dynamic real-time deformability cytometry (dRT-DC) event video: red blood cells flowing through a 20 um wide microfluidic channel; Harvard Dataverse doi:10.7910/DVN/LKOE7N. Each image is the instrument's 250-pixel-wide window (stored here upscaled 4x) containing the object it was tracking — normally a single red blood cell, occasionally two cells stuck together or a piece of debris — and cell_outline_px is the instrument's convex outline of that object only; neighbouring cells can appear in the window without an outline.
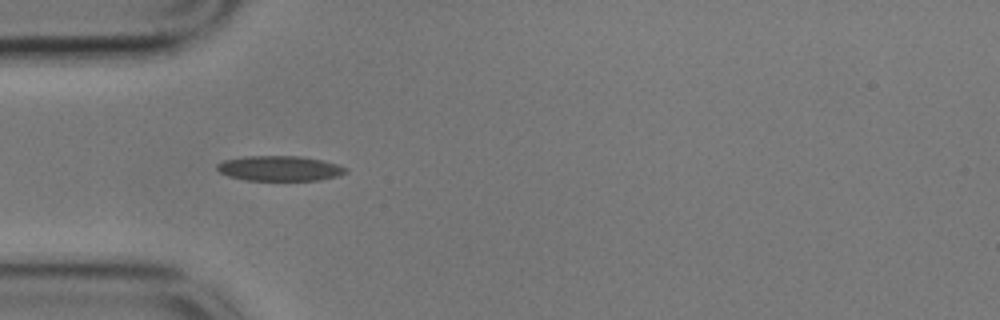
{"species": "common noctule bat (a hibernating species)", "species_latin": "Nyctalus noctula", "temperature_condition": "cold", "stored_images_in_passage": 40, "camera_frame_rate_fps": 3000, "um_per_image_px": 0.085, "animal": {"sex": "male", "body_mass_g": 17.9}, "frame": {"image": 1, "passage_image": 1, "time_ms": 0.0, "image_size_px": [1000, 320], "cell_outline_px": [[348, 172], [340, 176], [320, 180], [248, 180], [228, 176], [220, 172], [216, 168], [216, 164], [224, 160], [244, 156], [300, 156], [324, 160], [348, 168]], "centroid_in_image_um": [23.8, 14.31], "position_along_channel_um": 61.2, "area_um2": 18.96}}
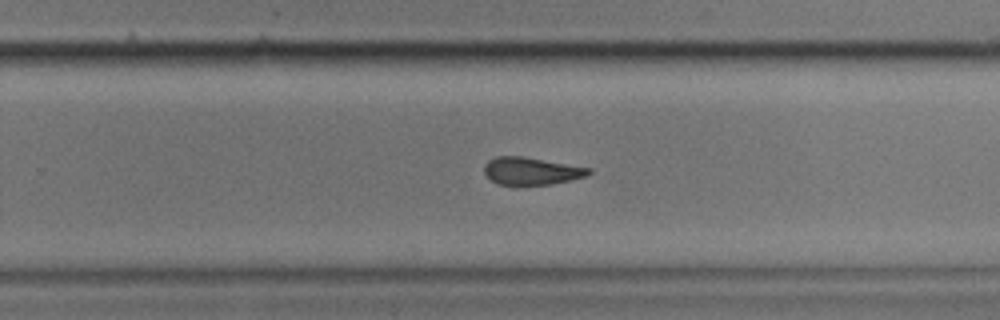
{"frame": {"image": 2, "passage_image": 20, "time_ms": 6.333, "image_size_px": [1000, 320], "cell_outline_px": [[592, 172], [588, 176], [572, 180], [548, 184], [516, 188], [500, 184], [492, 180], [484, 172], [484, 164], [488, 160], [496, 156], [524, 156], [592, 168]], "centroid_in_image_um": [45.17, 14.56], "position_along_channel_um": 284.6, "area_um2": 17.4}}
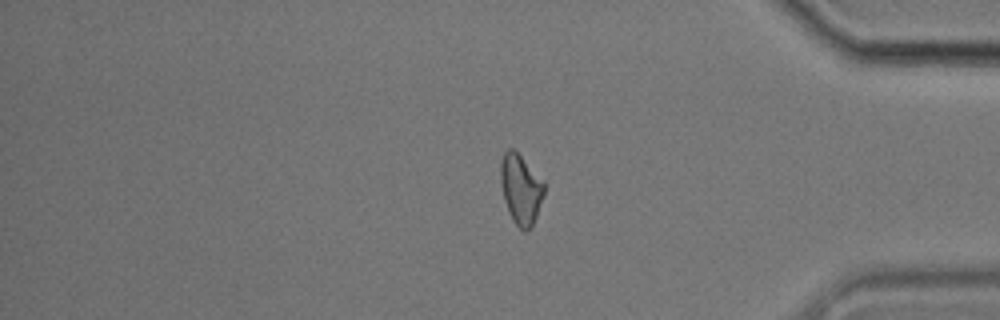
{"frame": {"image": 3, "passage_image": 31, "time_ms": 10.0, "image_size_px": [1000, 320], "cell_outline_px": [[544, 196], [532, 228], [524, 232], [512, 220], [508, 212], [504, 200], [500, 180], [500, 164], [504, 152], [508, 148], [512, 148], [544, 180]], "centroid_in_image_um": [44.27, 16.1], "position_along_channel_um": 390.9, "area_um2": 17.86}, "authors_computed_cell_mechanics": {"area_um2": 17.9469, "velocity_mm_per_s": 3.5466, "shape_relaxation_time_tau1_ms": 7.8914, "shape_relaxation_time_tau2_ms": 2.3033, "deformation_change_tau1": 0.183, "deformation_change_tau2": 0.077}}